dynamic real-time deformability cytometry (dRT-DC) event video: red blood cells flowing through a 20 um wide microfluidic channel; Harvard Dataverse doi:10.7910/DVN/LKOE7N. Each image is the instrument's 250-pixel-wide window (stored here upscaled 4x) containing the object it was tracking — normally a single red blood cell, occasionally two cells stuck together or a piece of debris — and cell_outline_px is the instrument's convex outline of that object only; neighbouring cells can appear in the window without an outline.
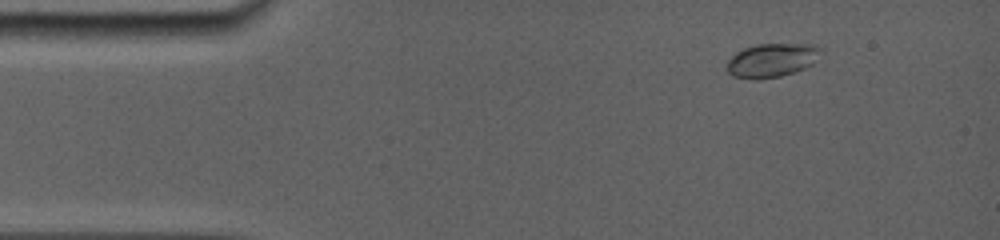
{"species": "common noctule bat (a hibernating species)", "species_latin": "Nyctalus noctula", "temperature_condition": "room temperature", "stored_images_in_passage": 8, "camera_frame_rate_fps": 5000, "um_per_image_px": 0.085, "animal": {"sex": "female", "body_mass_g": 19.0, "forearm_length_mm": 56.7}, "frame": {"image": 1, "passage_image": 4, "time_ms": 1.8, "image_size_px": [1000, 240], "cell_outline_px": [[824, 52], [812, 64], [804, 68], [780, 76], [756, 80], [752, 80], [732, 76], [724, 68], [728, 60], [736, 52], [744, 48], [756, 44], [816, 44], [824, 48]], "centroid_in_image_um": [65.61, 5.11], "position_along_channel_um": 19.4, "area_um2": 18.9}}